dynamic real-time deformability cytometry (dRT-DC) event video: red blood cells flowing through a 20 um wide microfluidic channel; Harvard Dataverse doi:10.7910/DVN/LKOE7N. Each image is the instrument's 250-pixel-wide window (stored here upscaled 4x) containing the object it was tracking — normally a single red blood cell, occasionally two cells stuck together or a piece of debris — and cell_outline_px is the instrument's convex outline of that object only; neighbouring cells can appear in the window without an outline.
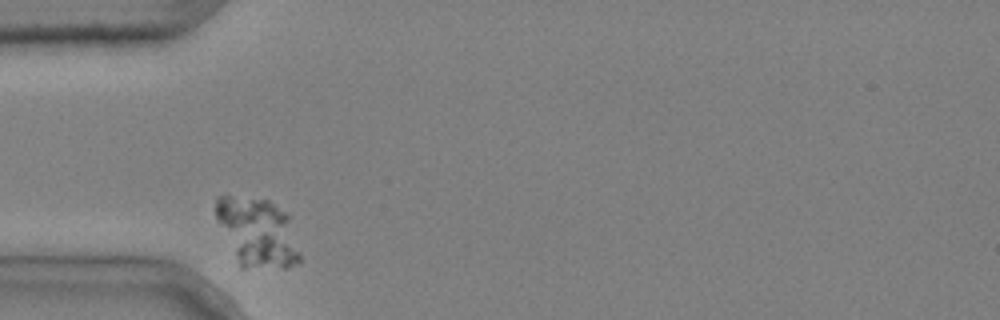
{"species": "common noctule bat (a hibernating species)", "species_latin": "Nyctalus noctula", "temperature_condition": "cold", "stored_images_in_passage": 35, "segment_of_instrument_passage": [2, 3], "camera_frame_rate_fps": 3000, "um_per_image_px": 0.085, "animal": {"sex": "male", "body_mass_g": 20.4}, "frame": {"image": 1, "passage_image": 4, "time_ms": 1.0, "image_size_px": [1000, 320], "cell_outline_px": [[300, 260], [284, 268], [240, 268], [216, 216], [216, 196], [232, 196], [268, 200], [288, 212], [300, 252]], "centroid_in_image_um": [21.9, 19.75], "position_along_channel_um": 63.1, "area_um2": 33.64}}